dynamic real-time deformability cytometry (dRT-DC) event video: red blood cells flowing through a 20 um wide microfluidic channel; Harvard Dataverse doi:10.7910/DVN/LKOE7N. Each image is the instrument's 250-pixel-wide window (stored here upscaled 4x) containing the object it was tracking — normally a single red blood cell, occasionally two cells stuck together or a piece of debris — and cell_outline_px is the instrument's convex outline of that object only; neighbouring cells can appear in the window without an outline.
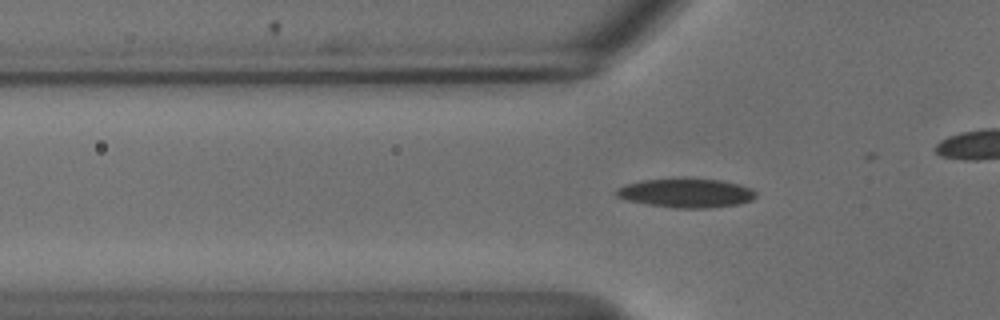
{"species": "common noctule bat (a hibernating species)", "species_latin": "Nyctalus noctula", "temperature_condition": "cold", "stored_images_in_passage": 37, "camera_frame_rate_fps": 3000, "um_per_image_px": 0.085, "animal": {"sex": "male", "body_mass_g": 18.8}, "frame": {"image": 1, "passage_image": 10, "time_ms": 3.0, "image_size_px": [1000, 320], "cell_outline_px": [[756, 196], [752, 200], [740, 204], [708, 208], [676, 208], [648, 204], [624, 200], [616, 196], [612, 192], [616, 188], [624, 184], [640, 180], [684, 176], [720, 180], [740, 184], [752, 188], [756, 192]], "centroid_in_image_um": [58.27, 16.37], "position_along_channel_um": 67.5, "area_um2": 24.62}}
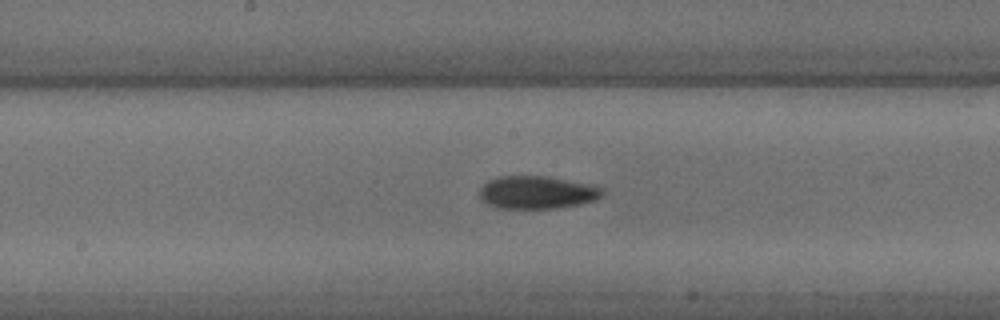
{"frame": {"image": 2, "passage_image": 21, "time_ms": 6.667, "image_size_px": [1000, 320], "cell_outline_px": [[604, 192], [596, 200], [556, 208], [500, 208], [488, 204], [480, 196], [480, 188], [488, 180], [500, 176], [548, 176], [604, 188]], "centroid_in_image_um": [45.62, 16.35], "position_along_channel_um": 202.6, "area_um2": 23.12}}
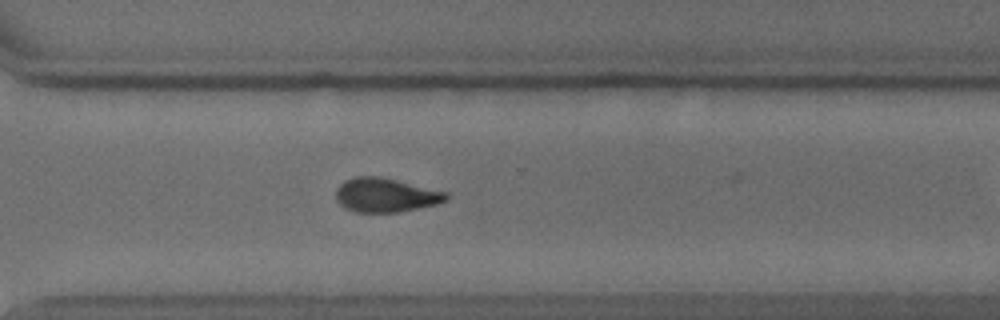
{"frame": {"image": 3, "passage_image": 32, "time_ms": 10.333, "image_size_px": [1000, 320], "cell_outline_px": [[448, 200], [436, 204], [400, 212], [356, 212], [344, 208], [336, 200], [336, 188], [344, 180], [356, 176], [380, 176], [448, 192]], "centroid_in_image_um": [32.76, 16.58], "position_along_channel_um": 337.8, "area_um2": 22.02}, "authors_computed_cell_mechanics": {"area_um2": 22.831, "velocity_mm_per_s": 3.6952, "shape_relaxation_time_tau1_ms": 4.6144, "shape_relaxation_time_tau2_ms": 9.4867, "deformation_change_tau1": 0.1402, "deformation_change_tau2": 0.1558}}